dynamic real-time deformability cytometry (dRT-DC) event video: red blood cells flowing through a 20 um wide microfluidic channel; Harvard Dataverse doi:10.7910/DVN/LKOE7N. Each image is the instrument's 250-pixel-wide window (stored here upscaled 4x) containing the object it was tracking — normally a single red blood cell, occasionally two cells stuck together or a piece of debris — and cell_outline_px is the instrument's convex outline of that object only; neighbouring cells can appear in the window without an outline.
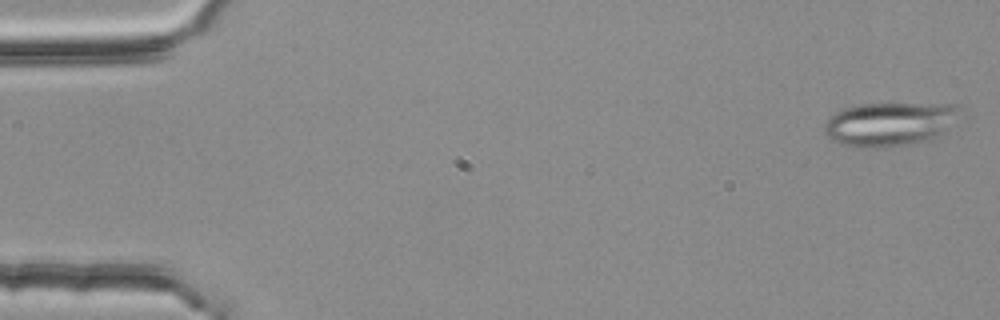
{"species": "common noctule bat (a hibernating species)", "species_latin": "Nyctalus noctula", "temperature_condition": "room temperature", "stored_images_in_passage": 4, "camera_frame_rate_fps": 3000, "um_per_image_px": 0.085, "animal": {"sex": "female", "body_mass_g": 25.1}, "frame": {"image": 1, "passage_image": 1, "time_ms": 0.0, "image_size_px": [1000, 320], "cell_outline_px": [[960, 108], [940, 132], [932, 140], [912, 144], [876, 148], [860, 148], [840, 144], [828, 136], [824, 132], [824, 124], [836, 112], [844, 108], [856, 104], [956, 104]], "centroid_in_image_um": [75.51, 10.55], "position_along_channel_um": 9.5, "area_um2": 33.93}}